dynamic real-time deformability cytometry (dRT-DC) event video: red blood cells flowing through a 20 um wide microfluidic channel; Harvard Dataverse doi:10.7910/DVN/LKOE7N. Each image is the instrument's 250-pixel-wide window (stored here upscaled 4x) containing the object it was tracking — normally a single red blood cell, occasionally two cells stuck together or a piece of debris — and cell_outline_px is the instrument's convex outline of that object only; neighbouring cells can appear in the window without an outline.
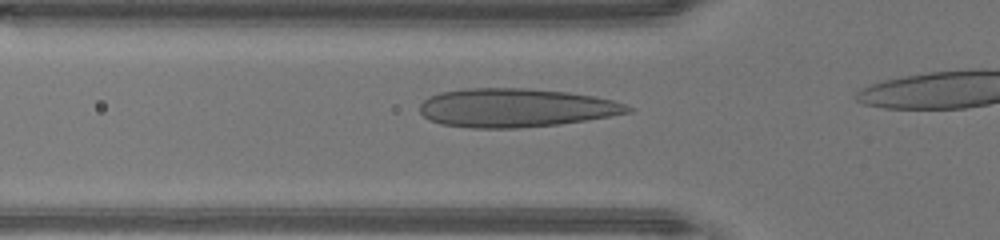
{"species": "human", "species_latin": "Homo sapiens", "temperature_condition": "warm", "stored_images_in_passage": 13, "camera_frame_rate_fps": 3000, "um_per_image_px": 0.085, "donor": {"sex": "male"}, "frame": {"image": 1, "passage_image": 3, "time_ms": 0.667, "image_size_px": [1000, 240], "cell_outline_px": [[632, 112], [560, 124], [520, 128], [472, 128], [440, 124], [428, 120], [420, 112], [420, 104], [428, 96], [440, 92], [464, 88], [528, 88], [568, 92], [596, 96], [612, 100], [624, 104], [632, 108]], "centroid_in_image_um": [43.79, 9.16], "position_along_channel_um": 82.0, "area_um2": 47.05}}
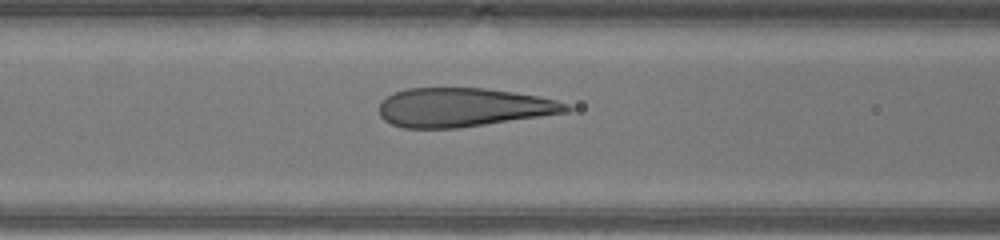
{"frame": {"image": 2, "passage_image": 6, "time_ms": 1.667, "image_size_px": [1000, 240], "cell_outline_px": [[572, 108], [568, 112], [456, 128], [404, 128], [392, 124], [384, 120], [380, 116], [380, 100], [392, 92], [404, 88], [484, 88], [540, 96], [556, 100], [568, 104]], "centroid_in_image_um": [39.32, 9.11], "position_along_channel_um": 127.3, "area_um2": 42.31}}
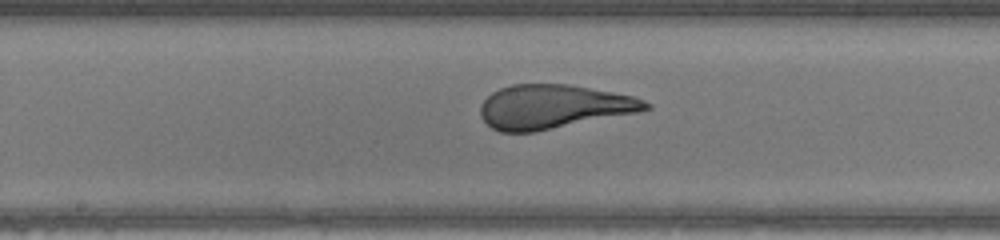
{"frame": {"image": 3, "passage_image": 11, "time_ms": 3.333, "image_size_px": [1000, 240], "cell_outline_px": [[652, 108], [640, 112], [536, 132], [500, 132], [492, 128], [480, 116], [480, 104], [492, 92], [500, 88], [512, 84], [568, 84], [612, 92], [632, 96], [644, 100], [652, 104]], "centroid_in_image_um": [47.05, 9.08], "position_along_channel_um": 201.2, "area_um2": 42.54}}